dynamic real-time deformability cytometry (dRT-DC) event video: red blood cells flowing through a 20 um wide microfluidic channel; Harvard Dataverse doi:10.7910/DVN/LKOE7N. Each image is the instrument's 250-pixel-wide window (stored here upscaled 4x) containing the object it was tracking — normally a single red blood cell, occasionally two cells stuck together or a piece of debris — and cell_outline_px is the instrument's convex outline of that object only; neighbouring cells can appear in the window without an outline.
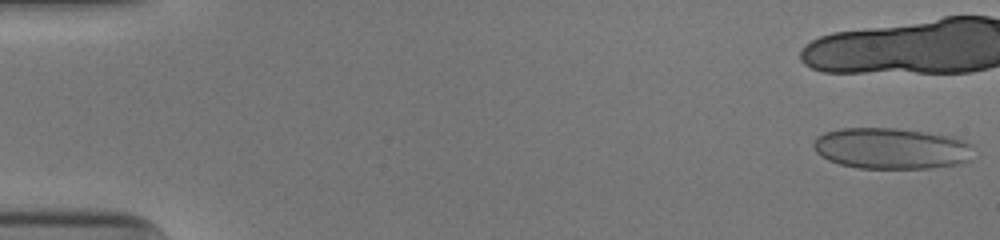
{"species": "human", "species_latin": "Homo sapiens", "temperature_condition": "cold", "stored_images_in_passage": 13, "camera_frame_rate_fps": 3000, "um_per_image_px": 0.085, "donor": {"sex": "male"}, "frame": {"image": 1, "passage_image": 1, "time_ms": 0.0, "image_size_px": [1000, 240], "cell_outline_px": [[976, 148], [972, 160], [960, 164], [928, 168], [856, 168], [840, 164], [828, 160], [820, 156], [816, 152], [812, 144], [816, 136], [824, 132], [840, 128], [892, 128], [924, 132], [952, 136], [964, 140], [972, 144]], "centroid_in_image_um": [75.8, 12.62], "position_along_channel_um": 9.2, "area_um2": 38.9}}